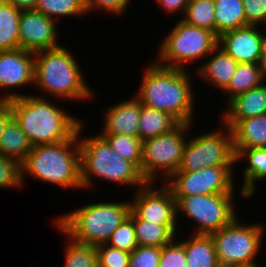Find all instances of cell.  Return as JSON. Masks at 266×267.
<instances>
[{
	"mask_svg": "<svg viewBox=\"0 0 266 267\" xmlns=\"http://www.w3.org/2000/svg\"><path fill=\"white\" fill-rule=\"evenodd\" d=\"M188 69L169 68L154 60L134 95L142 105L173 115L180 123L193 124L194 97Z\"/></svg>",
	"mask_w": 266,
	"mask_h": 267,
	"instance_id": "obj_1",
	"label": "cell"
},
{
	"mask_svg": "<svg viewBox=\"0 0 266 267\" xmlns=\"http://www.w3.org/2000/svg\"><path fill=\"white\" fill-rule=\"evenodd\" d=\"M7 102L12 107L13 118L33 146L71 139L84 122L51 103L44 95L27 94Z\"/></svg>",
	"mask_w": 266,
	"mask_h": 267,
	"instance_id": "obj_2",
	"label": "cell"
},
{
	"mask_svg": "<svg viewBox=\"0 0 266 267\" xmlns=\"http://www.w3.org/2000/svg\"><path fill=\"white\" fill-rule=\"evenodd\" d=\"M79 62L62 45L34 53V86L53 99L90 100L93 89L86 82Z\"/></svg>",
	"mask_w": 266,
	"mask_h": 267,
	"instance_id": "obj_3",
	"label": "cell"
},
{
	"mask_svg": "<svg viewBox=\"0 0 266 267\" xmlns=\"http://www.w3.org/2000/svg\"><path fill=\"white\" fill-rule=\"evenodd\" d=\"M27 174L44 183L57 185L64 189L83 190L78 131L71 139L66 141L33 146L21 163L23 186Z\"/></svg>",
	"mask_w": 266,
	"mask_h": 267,
	"instance_id": "obj_4",
	"label": "cell"
},
{
	"mask_svg": "<svg viewBox=\"0 0 266 267\" xmlns=\"http://www.w3.org/2000/svg\"><path fill=\"white\" fill-rule=\"evenodd\" d=\"M84 123L78 128L82 188L92 189L96 184L95 178L118 183L124 187L136 186V190L145 186L147 181L140 169L114 152L99 134L81 139Z\"/></svg>",
	"mask_w": 266,
	"mask_h": 267,
	"instance_id": "obj_5",
	"label": "cell"
},
{
	"mask_svg": "<svg viewBox=\"0 0 266 267\" xmlns=\"http://www.w3.org/2000/svg\"><path fill=\"white\" fill-rule=\"evenodd\" d=\"M131 202H99L62 214L54 220L55 227L72 240L99 246L106 244L116 228L129 216Z\"/></svg>",
	"mask_w": 266,
	"mask_h": 267,
	"instance_id": "obj_6",
	"label": "cell"
},
{
	"mask_svg": "<svg viewBox=\"0 0 266 267\" xmlns=\"http://www.w3.org/2000/svg\"><path fill=\"white\" fill-rule=\"evenodd\" d=\"M170 30L157 51L155 62L161 66L187 70L190 63L206 59L218 46V37L213 32L183 20L176 22Z\"/></svg>",
	"mask_w": 266,
	"mask_h": 267,
	"instance_id": "obj_7",
	"label": "cell"
},
{
	"mask_svg": "<svg viewBox=\"0 0 266 267\" xmlns=\"http://www.w3.org/2000/svg\"><path fill=\"white\" fill-rule=\"evenodd\" d=\"M192 128L193 124L180 123L168 133L142 141L140 172L147 183H156L159 174L167 180L178 170Z\"/></svg>",
	"mask_w": 266,
	"mask_h": 267,
	"instance_id": "obj_8",
	"label": "cell"
},
{
	"mask_svg": "<svg viewBox=\"0 0 266 267\" xmlns=\"http://www.w3.org/2000/svg\"><path fill=\"white\" fill-rule=\"evenodd\" d=\"M264 226L242 223L237 216L229 225L211 233L218 261L237 267L258 265L256 256L266 233Z\"/></svg>",
	"mask_w": 266,
	"mask_h": 267,
	"instance_id": "obj_9",
	"label": "cell"
},
{
	"mask_svg": "<svg viewBox=\"0 0 266 267\" xmlns=\"http://www.w3.org/2000/svg\"><path fill=\"white\" fill-rule=\"evenodd\" d=\"M234 197L235 193L174 197L177 220L183 214L182 218H189L196 224L192 234L210 235L229 225L238 216Z\"/></svg>",
	"mask_w": 266,
	"mask_h": 267,
	"instance_id": "obj_10",
	"label": "cell"
},
{
	"mask_svg": "<svg viewBox=\"0 0 266 267\" xmlns=\"http://www.w3.org/2000/svg\"><path fill=\"white\" fill-rule=\"evenodd\" d=\"M223 126L189 138L176 172H194L204 167L236 165L232 132L225 124Z\"/></svg>",
	"mask_w": 266,
	"mask_h": 267,
	"instance_id": "obj_11",
	"label": "cell"
},
{
	"mask_svg": "<svg viewBox=\"0 0 266 267\" xmlns=\"http://www.w3.org/2000/svg\"><path fill=\"white\" fill-rule=\"evenodd\" d=\"M235 166L204 167L194 172H175L165 185L174 197L234 193Z\"/></svg>",
	"mask_w": 266,
	"mask_h": 267,
	"instance_id": "obj_12",
	"label": "cell"
},
{
	"mask_svg": "<svg viewBox=\"0 0 266 267\" xmlns=\"http://www.w3.org/2000/svg\"><path fill=\"white\" fill-rule=\"evenodd\" d=\"M165 183L164 180V184L159 187L155 186V183H147L136 190L134 200H130L131 210L140 219L157 224H177L179 222L176 200Z\"/></svg>",
	"mask_w": 266,
	"mask_h": 267,
	"instance_id": "obj_13",
	"label": "cell"
},
{
	"mask_svg": "<svg viewBox=\"0 0 266 267\" xmlns=\"http://www.w3.org/2000/svg\"><path fill=\"white\" fill-rule=\"evenodd\" d=\"M27 85L34 86V53L20 48L0 51V89H10L0 101L25 96L23 92L20 94L11 89Z\"/></svg>",
	"mask_w": 266,
	"mask_h": 267,
	"instance_id": "obj_14",
	"label": "cell"
},
{
	"mask_svg": "<svg viewBox=\"0 0 266 267\" xmlns=\"http://www.w3.org/2000/svg\"><path fill=\"white\" fill-rule=\"evenodd\" d=\"M57 20L36 10H22L19 20V48L38 52L60 46Z\"/></svg>",
	"mask_w": 266,
	"mask_h": 267,
	"instance_id": "obj_15",
	"label": "cell"
},
{
	"mask_svg": "<svg viewBox=\"0 0 266 267\" xmlns=\"http://www.w3.org/2000/svg\"><path fill=\"white\" fill-rule=\"evenodd\" d=\"M259 27L248 25L225 32L218 37V46L238 63L258 64L266 40V28L262 31Z\"/></svg>",
	"mask_w": 266,
	"mask_h": 267,
	"instance_id": "obj_16",
	"label": "cell"
},
{
	"mask_svg": "<svg viewBox=\"0 0 266 267\" xmlns=\"http://www.w3.org/2000/svg\"><path fill=\"white\" fill-rule=\"evenodd\" d=\"M107 108L103 111V130L98 134H119L139 138L141 103L135 96Z\"/></svg>",
	"mask_w": 266,
	"mask_h": 267,
	"instance_id": "obj_17",
	"label": "cell"
},
{
	"mask_svg": "<svg viewBox=\"0 0 266 267\" xmlns=\"http://www.w3.org/2000/svg\"><path fill=\"white\" fill-rule=\"evenodd\" d=\"M206 58L208 60L197 67L196 76L198 74L202 81L223 91L229 85L239 63L220 46H217Z\"/></svg>",
	"mask_w": 266,
	"mask_h": 267,
	"instance_id": "obj_18",
	"label": "cell"
},
{
	"mask_svg": "<svg viewBox=\"0 0 266 267\" xmlns=\"http://www.w3.org/2000/svg\"><path fill=\"white\" fill-rule=\"evenodd\" d=\"M234 153L235 163L247 160L242 174L244 182L238 195L243 199L252 198L257 190L256 183L266 180V147L236 149Z\"/></svg>",
	"mask_w": 266,
	"mask_h": 267,
	"instance_id": "obj_19",
	"label": "cell"
},
{
	"mask_svg": "<svg viewBox=\"0 0 266 267\" xmlns=\"http://www.w3.org/2000/svg\"><path fill=\"white\" fill-rule=\"evenodd\" d=\"M231 129L233 150L266 147V114L241 120H221Z\"/></svg>",
	"mask_w": 266,
	"mask_h": 267,
	"instance_id": "obj_20",
	"label": "cell"
},
{
	"mask_svg": "<svg viewBox=\"0 0 266 267\" xmlns=\"http://www.w3.org/2000/svg\"><path fill=\"white\" fill-rule=\"evenodd\" d=\"M224 110L221 120H241L266 114V83L235 96Z\"/></svg>",
	"mask_w": 266,
	"mask_h": 267,
	"instance_id": "obj_21",
	"label": "cell"
},
{
	"mask_svg": "<svg viewBox=\"0 0 266 267\" xmlns=\"http://www.w3.org/2000/svg\"><path fill=\"white\" fill-rule=\"evenodd\" d=\"M132 221L138 246L162 248L177 237L179 224H157L140 219L132 211ZM179 228V229H178Z\"/></svg>",
	"mask_w": 266,
	"mask_h": 267,
	"instance_id": "obj_22",
	"label": "cell"
},
{
	"mask_svg": "<svg viewBox=\"0 0 266 267\" xmlns=\"http://www.w3.org/2000/svg\"><path fill=\"white\" fill-rule=\"evenodd\" d=\"M176 239L184 246L187 267H215L218 259L211 235L191 233Z\"/></svg>",
	"mask_w": 266,
	"mask_h": 267,
	"instance_id": "obj_23",
	"label": "cell"
},
{
	"mask_svg": "<svg viewBox=\"0 0 266 267\" xmlns=\"http://www.w3.org/2000/svg\"><path fill=\"white\" fill-rule=\"evenodd\" d=\"M179 124L173 115L141 104L138 129L142 141L168 133Z\"/></svg>",
	"mask_w": 266,
	"mask_h": 267,
	"instance_id": "obj_24",
	"label": "cell"
},
{
	"mask_svg": "<svg viewBox=\"0 0 266 267\" xmlns=\"http://www.w3.org/2000/svg\"><path fill=\"white\" fill-rule=\"evenodd\" d=\"M28 136L13 118L5 127L0 138V155L22 163L32 150Z\"/></svg>",
	"mask_w": 266,
	"mask_h": 267,
	"instance_id": "obj_25",
	"label": "cell"
},
{
	"mask_svg": "<svg viewBox=\"0 0 266 267\" xmlns=\"http://www.w3.org/2000/svg\"><path fill=\"white\" fill-rule=\"evenodd\" d=\"M216 36L246 26L243 0H213Z\"/></svg>",
	"mask_w": 266,
	"mask_h": 267,
	"instance_id": "obj_26",
	"label": "cell"
},
{
	"mask_svg": "<svg viewBox=\"0 0 266 267\" xmlns=\"http://www.w3.org/2000/svg\"><path fill=\"white\" fill-rule=\"evenodd\" d=\"M265 81L258 64L239 63L229 85L222 91V94L228 96V103L235 96L258 87Z\"/></svg>",
	"mask_w": 266,
	"mask_h": 267,
	"instance_id": "obj_27",
	"label": "cell"
},
{
	"mask_svg": "<svg viewBox=\"0 0 266 267\" xmlns=\"http://www.w3.org/2000/svg\"><path fill=\"white\" fill-rule=\"evenodd\" d=\"M21 11L7 2L0 7V51L19 48Z\"/></svg>",
	"mask_w": 266,
	"mask_h": 267,
	"instance_id": "obj_28",
	"label": "cell"
},
{
	"mask_svg": "<svg viewBox=\"0 0 266 267\" xmlns=\"http://www.w3.org/2000/svg\"><path fill=\"white\" fill-rule=\"evenodd\" d=\"M181 20L190 25L207 29L216 35L214 1L190 0Z\"/></svg>",
	"mask_w": 266,
	"mask_h": 267,
	"instance_id": "obj_29",
	"label": "cell"
},
{
	"mask_svg": "<svg viewBox=\"0 0 266 267\" xmlns=\"http://www.w3.org/2000/svg\"><path fill=\"white\" fill-rule=\"evenodd\" d=\"M47 16L57 20V17L86 16L85 0H38L35 9Z\"/></svg>",
	"mask_w": 266,
	"mask_h": 267,
	"instance_id": "obj_30",
	"label": "cell"
},
{
	"mask_svg": "<svg viewBox=\"0 0 266 267\" xmlns=\"http://www.w3.org/2000/svg\"><path fill=\"white\" fill-rule=\"evenodd\" d=\"M103 137L111 149L119 156L134 163L139 169L141 166L142 140L127 135L99 134Z\"/></svg>",
	"mask_w": 266,
	"mask_h": 267,
	"instance_id": "obj_31",
	"label": "cell"
},
{
	"mask_svg": "<svg viewBox=\"0 0 266 267\" xmlns=\"http://www.w3.org/2000/svg\"><path fill=\"white\" fill-rule=\"evenodd\" d=\"M63 267H98L96 246L72 240L66 242Z\"/></svg>",
	"mask_w": 266,
	"mask_h": 267,
	"instance_id": "obj_32",
	"label": "cell"
},
{
	"mask_svg": "<svg viewBox=\"0 0 266 267\" xmlns=\"http://www.w3.org/2000/svg\"><path fill=\"white\" fill-rule=\"evenodd\" d=\"M106 245L129 253L138 246L132 221V210L129 216L113 232Z\"/></svg>",
	"mask_w": 266,
	"mask_h": 267,
	"instance_id": "obj_33",
	"label": "cell"
},
{
	"mask_svg": "<svg viewBox=\"0 0 266 267\" xmlns=\"http://www.w3.org/2000/svg\"><path fill=\"white\" fill-rule=\"evenodd\" d=\"M21 163L0 155V188H21Z\"/></svg>",
	"mask_w": 266,
	"mask_h": 267,
	"instance_id": "obj_34",
	"label": "cell"
},
{
	"mask_svg": "<svg viewBox=\"0 0 266 267\" xmlns=\"http://www.w3.org/2000/svg\"><path fill=\"white\" fill-rule=\"evenodd\" d=\"M98 267H129L130 253L102 244L96 247Z\"/></svg>",
	"mask_w": 266,
	"mask_h": 267,
	"instance_id": "obj_35",
	"label": "cell"
},
{
	"mask_svg": "<svg viewBox=\"0 0 266 267\" xmlns=\"http://www.w3.org/2000/svg\"><path fill=\"white\" fill-rule=\"evenodd\" d=\"M158 267H187L184 246L176 238L161 248Z\"/></svg>",
	"mask_w": 266,
	"mask_h": 267,
	"instance_id": "obj_36",
	"label": "cell"
},
{
	"mask_svg": "<svg viewBox=\"0 0 266 267\" xmlns=\"http://www.w3.org/2000/svg\"><path fill=\"white\" fill-rule=\"evenodd\" d=\"M161 248L137 246L130 253L129 267H158Z\"/></svg>",
	"mask_w": 266,
	"mask_h": 267,
	"instance_id": "obj_37",
	"label": "cell"
},
{
	"mask_svg": "<svg viewBox=\"0 0 266 267\" xmlns=\"http://www.w3.org/2000/svg\"><path fill=\"white\" fill-rule=\"evenodd\" d=\"M131 0H85L86 13L106 11L119 17L126 12Z\"/></svg>",
	"mask_w": 266,
	"mask_h": 267,
	"instance_id": "obj_38",
	"label": "cell"
},
{
	"mask_svg": "<svg viewBox=\"0 0 266 267\" xmlns=\"http://www.w3.org/2000/svg\"><path fill=\"white\" fill-rule=\"evenodd\" d=\"M246 26L266 28V0H243Z\"/></svg>",
	"mask_w": 266,
	"mask_h": 267,
	"instance_id": "obj_39",
	"label": "cell"
},
{
	"mask_svg": "<svg viewBox=\"0 0 266 267\" xmlns=\"http://www.w3.org/2000/svg\"><path fill=\"white\" fill-rule=\"evenodd\" d=\"M158 6H161L163 8V11L166 12V14H174L175 12L183 13L185 12V9L187 5L189 4L190 0H156Z\"/></svg>",
	"mask_w": 266,
	"mask_h": 267,
	"instance_id": "obj_40",
	"label": "cell"
},
{
	"mask_svg": "<svg viewBox=\"0 0 266 267\" xmlns=\"http://www.w3.org/2000/svg\"><path fill=\"white\" fill-rule=\"evenodd\" d=\"M13 119L12 107L7 101H0V138L7 124Z\"/></svg>",
	"mask_w": 266,
	"mask_h": 267,
	"instance_id": "obj_41",
	"label": "cell"
},
{
	"mask_svg": "<svg viewBox=\"0 0 266 267\" xmlns=\"http://www.w3.org/2000/svg\"><path fill=\"white\" fill-rule=\"evenodd\" d=\"M5 1L20 10H35L38 4V0H5Z\"/></svg>",
	"mask_w": 266,
	"mask_h": 267,
	"instance_id": "obj_42",
	"label": "cell"
},
{
	"mask_svg": "<svg viewBox=\"0 0 266 267\" xmlns=\"http://www.w3.org/2000/svg\"><path fill=\"white\" fill-rule=\"evenodd\" d=\"M258 66H259V69L261 70L262 76L265 79L266 78V40L263 43V46L261 49V54H260Z\"/></svg>",
	"mask_w": 266,
	"mask_h": 267,
	"instance_id": "obj_43",
	"label": "cell"
},
{
	"mask_svg": "<svg viewBox=\"0 0 266 267\" xmlns=\"http://www.w3.org/2000/svg\"><path fill=\"white\" fill-rule=\"evenodd\" d=\"M215 267H237L233 264H230V263H223V262H217Z\"/></svg>",
	"mask_w": 266,
	"mask_h": 267,
	"instance_id": "obj_44",
	"label": "cell"
},
{
	"mask_svg": "<svg viewBox=\"0 0 266 267\" xmlns=\"http://www.w3.org/2000/svg\"><path fill=\"white\" fill-rule=\"evenodd\" d=\"M5 0H0V7L5 3Z\"/></svg>",
	"mask_w": 266,
	"mask_h": 267,
	"instance_id": "obj_45",
	"label": "cell"
},
{
	"mask_svg": "<svg viewBox=\"0 0 266 267\" xmlns=\"http://www.w3.org/2000/svg\"><path fill=\"white\" fill-rule=\"evenodd\" d=\"M260 265H254V266H249V267H259Z\"/></svg>",
	"mask_w": 266,
	"mask_h": 267,
	"instance_id": "obj_46",
	"label": "cell"
}]
</instances>
